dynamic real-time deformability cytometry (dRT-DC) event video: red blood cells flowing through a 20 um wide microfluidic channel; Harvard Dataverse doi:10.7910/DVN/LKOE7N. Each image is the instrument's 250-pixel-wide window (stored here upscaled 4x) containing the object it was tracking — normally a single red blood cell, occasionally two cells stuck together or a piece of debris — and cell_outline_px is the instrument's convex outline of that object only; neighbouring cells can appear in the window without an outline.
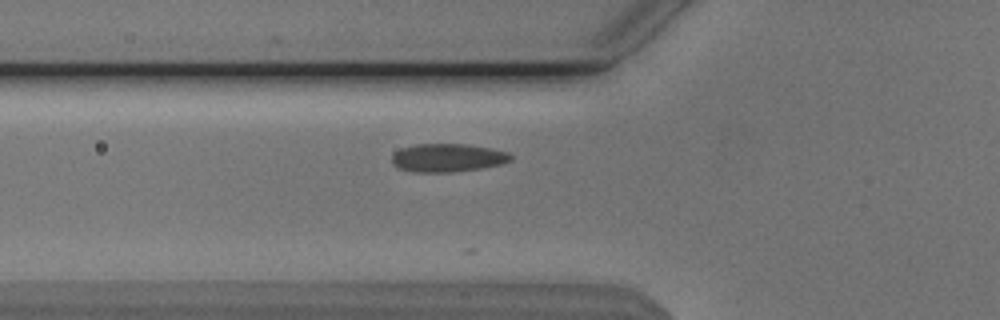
{"species": "Egyptian fruit bat (a non-hibernating species)", "species_latin": "Rousettus aegyptiacus", "temperature_condition": "cold", "stored_images_in_passage": 22, "camera_frame_rate_fps": 3000, "um_per_image_px": 0.085, "animal": {"sex": "male"}, "frame": {"image": 1, "passage_image": 4, "time_ms": 1.0, "image_size_px": [1000, 320], "cell_outline_px": [[512, 160], [504, 164], [480, 168], [452, 172], [412, 172], [400, 168], [392, 164], [392, 156], [400, 148], [416, 144], [468, 144], [492, 148], [508, 152], [512, 156]], "centroid_in_image_um": [38.08, 13.41], "position_along_channel_um": 87.7, "area_um2": 19.71}}
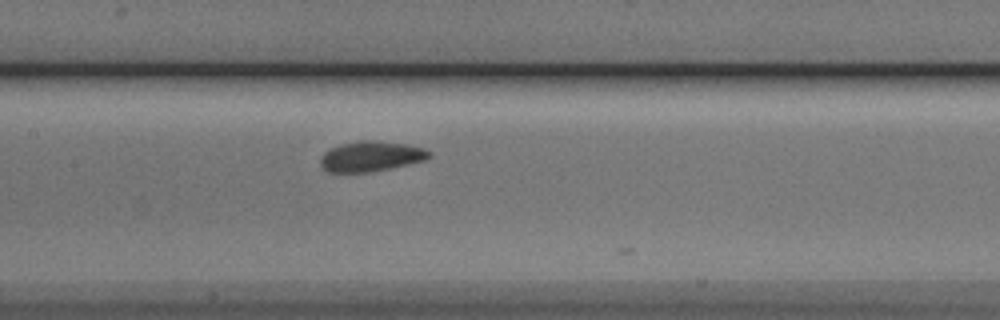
{"frame": {"image": 2, "passage_image": 11, "time_ms": 3.333, "image_size_px": [1000, 320], "cell_outline_px": [[432, 156], [424, 160], [388, 168], [368, 172], [328, 172], [320, 168], [320, 156], [328, 148], [340, 144], [360, 140], [372, 140], [408, 144], [424, 148], [432, 152]], "centroid_in_image_um": [31.48, 13.27], "position_along_channel_um": 175.9, "area_um2": 19.31}}
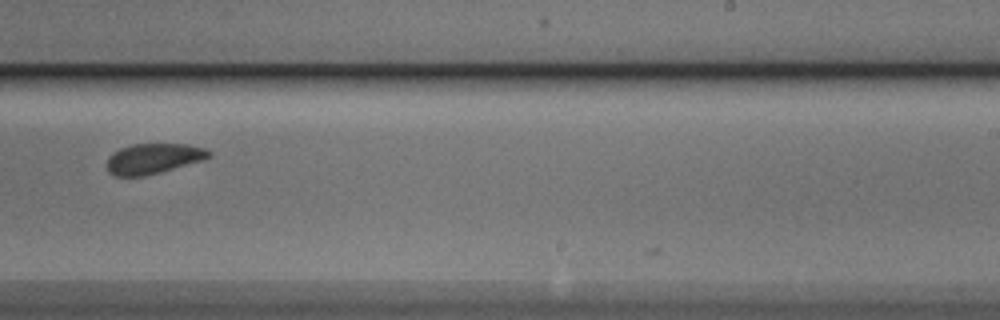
{"frame": {"image": 3, "passage_image": 19, "time_ms": 6.0, "image_size_px": [1000, 320], "cell_outline_px": [[212, 156], [204, 160], [160, 172], [144, 176], [112, 176], [108, 172], [108, 160], [112, 152], [120, 148], [132, 144], [188, 144], [204, 148], [212, 152]], "centroid_in_image_um": [13.05, 13.48], "position_along_channel_um": 275.9, "area_um2": 18.09}}